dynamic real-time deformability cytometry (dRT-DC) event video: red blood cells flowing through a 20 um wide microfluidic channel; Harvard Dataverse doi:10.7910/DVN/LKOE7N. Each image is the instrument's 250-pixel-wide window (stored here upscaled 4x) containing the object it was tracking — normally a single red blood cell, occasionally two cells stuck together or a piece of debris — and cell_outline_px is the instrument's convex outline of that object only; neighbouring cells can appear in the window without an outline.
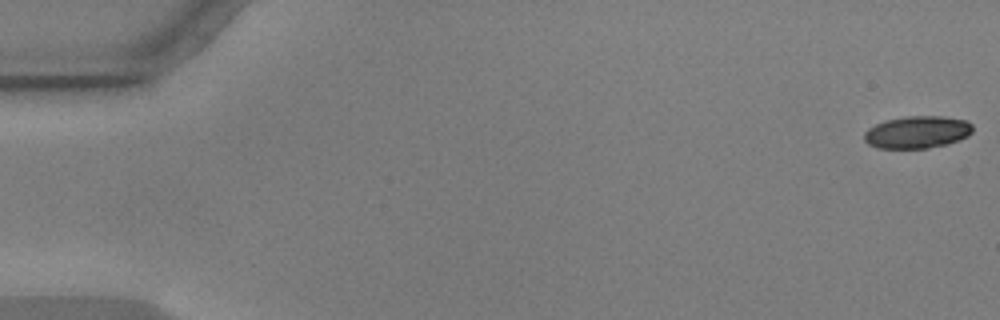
{"species": "common noctule bat (a hibernating species)", "species_latin": "Nyctalus noctula", "temperature_condition": "warm", "stored_images_in_passage": 56, "camera_frame_rate_fps": 3000, "um_per_image_px": 0.085, "animal": {"sex": "male", "body_mass_g": 17.9, "forearm_length_mm": 54.2}, "frame": {"image": 1, "passage_image": 1, "time_ms": 0.0, "image_size_px": [1000, 320], "cell_outline_px": [[972, 132], [968, 136], [960, 140], [948, 144], [928, 148], [876, 148], [868, 144], [864, 140], [864, 132], [868, 128], [884, 120], [904, 116], [944, 116], [968, 120], [972, 124]], "centroid_in_image_um": [77.97, 11.22], "position_along_channel_um": 7.0, "area_um2": 20.75}}
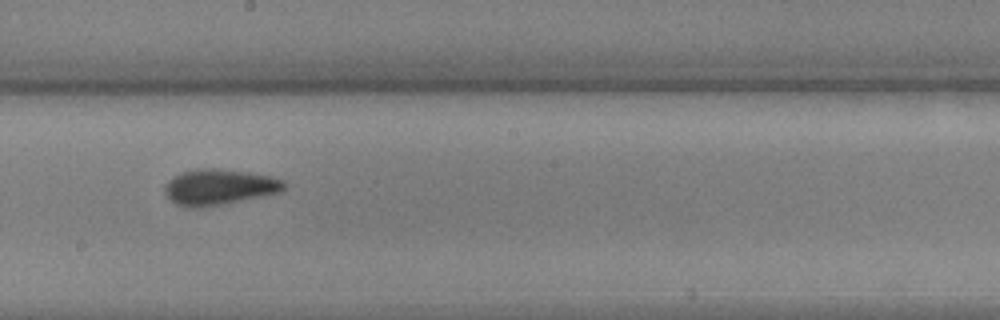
{"frame": {"image": 2, "passage_image": 32, "time_ms": 10.333, "image_size_px": [1000, 320], "cell_outline_px": [[288, 184], [280, 192], [224, 204], [196, 208], [188, 208], [176, 204], [164, 192], [164, 188], [168, 180], [172, 176], [180, 172], [196, 168], [212, 168], [248, 172], [272, 176], [284, 180]], "centroid_in_image_um": [18.62, 15.89], "position_along_channel_um": 229.6, "area_um2": 25.03}}
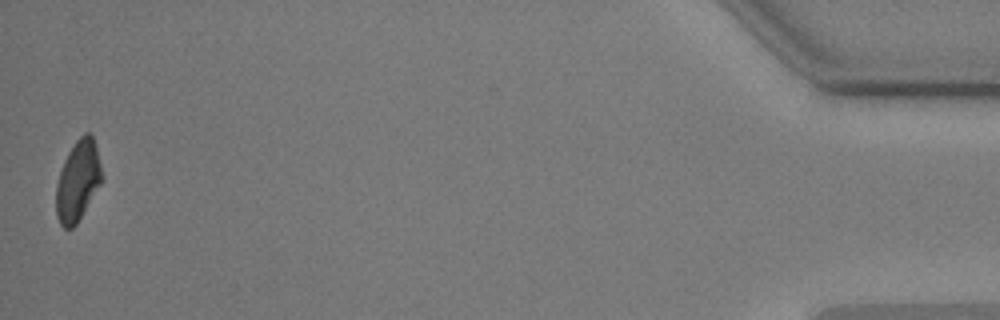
{"frame": {"image": 3, "passage_image": 56, "time_ms": 18.333, "image_size_px": [1000, 320], "cell_outline_px": [[104, 180], [76, 224], [72, 228], [64, 228], [60, 224], [56, 216], [56, 184], [64, 160], [68, 152], [76, 140], [84, 132], [88, 132], [92, 136], [96, 148], [104, 176]], "centroid_in_image_um": [6.63, 15.37], "position_along_channel_um": 428.6, "area_um2": 21.56}, "authors_computed_cell_mechanics": {"area_um2": 22.4553, "velocity_mm_per_s": 3.6033, "shape_relaxation_time_tau1_ms": 9.276, "shape_relaxation_time_tau2_ms": 2.5822, "deformation_change_tau1": 0.2035, "deformation_change_tau2": 0.091}}